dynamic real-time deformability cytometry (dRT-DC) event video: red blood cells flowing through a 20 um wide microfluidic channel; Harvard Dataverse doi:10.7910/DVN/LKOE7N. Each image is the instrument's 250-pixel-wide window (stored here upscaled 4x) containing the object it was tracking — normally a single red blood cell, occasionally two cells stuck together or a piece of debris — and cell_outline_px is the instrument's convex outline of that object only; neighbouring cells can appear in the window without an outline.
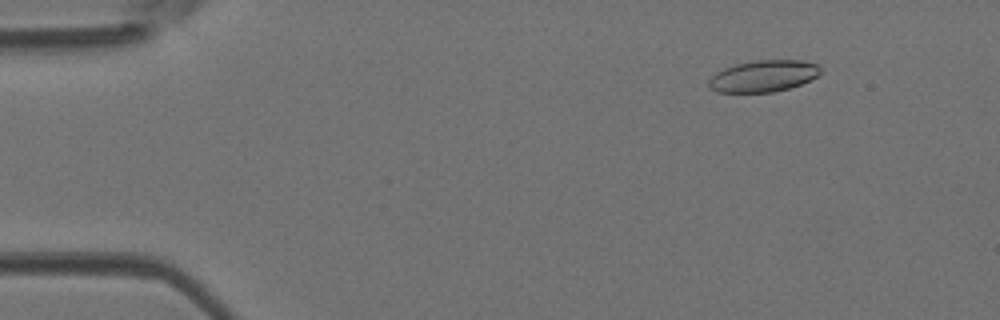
{"species": "Egyptian fruit bat (a non-hibernating species)", "species_latin": "Rousettus aegyptiacus", "temperature_condition": "room temperature", "stored_images_in_passage": 48, "camera_frame_rate_fps": 3000, "um_per_image_px": 0.085, "animal": {"sex": "female"}, "frame": {"image": 1, "passage_image": 6, "time_ms": 1.667, "image_size_px": [1000, 320], "cell_outline_px": [[820, 72], [816, 76], [800, 84], [788, 88], [772, 92], [716, 92], [708, 88], [708, 80], [716, 72], [724, 68], [736, 64], [756, 60], [800, 60], [816, 64], [820, 68]], "centroid_in_image_um": [64.83, 6.46], "position_along_channel_um": 20.2, "area_um2": 20.4}}
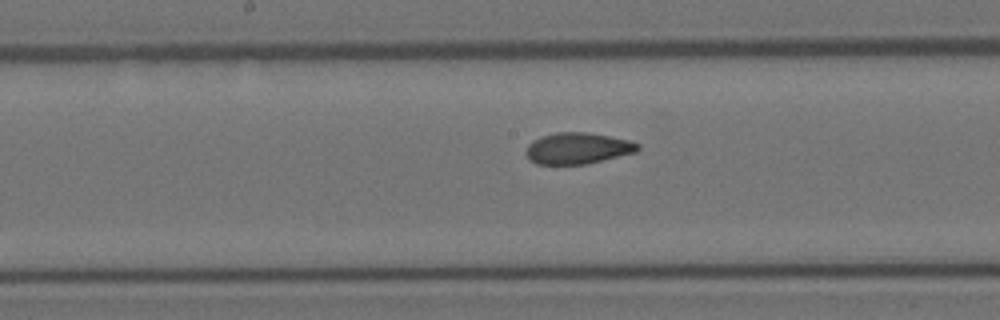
{"frame": {"image": 2, "passage_image": 25, "time_ms": 8.0, "image_size_px": [1000, 320], "cell_outline_px": [[640, 148], [636, 152], [584, 164], [536, 164], [528, 160], [524, 152], [528, 144], [532, 140], [556, 132], [588, 132], [628, 140], [640, 144]], "centroid_in_image_um": [49.05, 12.6], "position_along_channel_um": 199.1, "area_um2": 20.35}}
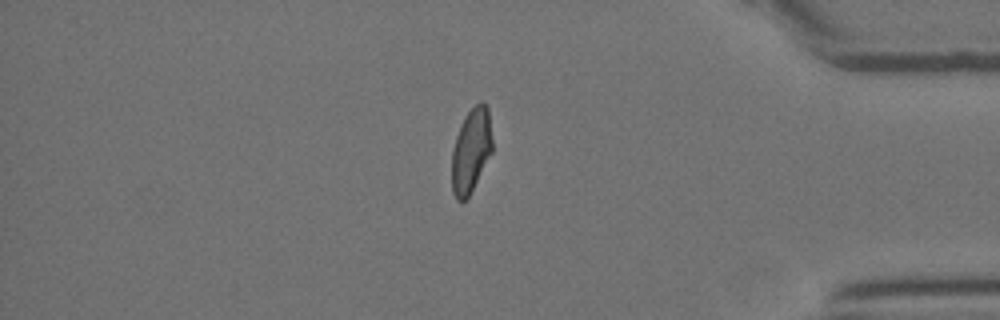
{"frame": {"image": 3, "passage_image": 41, "time_ms": 13.333, "image_size_px": [1000, 320], "cell_outline_px": [[492, 152], [468, 196], [464, 200], [456, 200], [452, 192], [452, 152], [456, 136], [460, 124], [464, 116], [480, 100], [488, 108], [492, 140]], "centroid_in_image_um": [40.03, 12.77], "position_along_channel_um": 395.2, "area_um2": 19.65}, "authors_computed_cell_mechanics": {"area_um2": 20.7502, "velocity_mm_per_s": 4.2352, "shape_relaxation_time_tau1_ms": null, "shape_relaxation_time_tau2_ms": 1.2687, "deformation_change_tau1": null, "deformation_change_tau2": 0.0673}}